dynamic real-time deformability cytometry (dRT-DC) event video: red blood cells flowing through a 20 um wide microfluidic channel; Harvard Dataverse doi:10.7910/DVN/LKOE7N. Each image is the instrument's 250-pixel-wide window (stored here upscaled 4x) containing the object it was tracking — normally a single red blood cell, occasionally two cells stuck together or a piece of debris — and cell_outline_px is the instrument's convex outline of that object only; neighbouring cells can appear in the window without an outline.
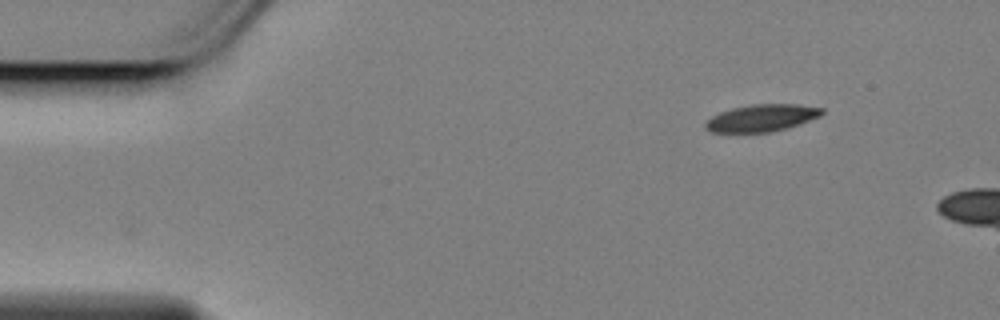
{"species": "Egyptian fruit bat (a non-hibernating species)", "species_latin": "Rousettus aegyptiacus", "temperature_condition": "cold", "stored_images_in_passage": 6, "camera_frame_rate_fps": 3000, "um_per_image_px": 0.085, "animal": {"sex": "female"}, "frame": {"image": 1, "passage_image": 1, "time_ms": 0.0, "image_size_px": [1000, 320], "cell_outline_px": [[824, 112], [820, 116], [800, 124], [788, 128], [772, 132], [712, 132], [704, 128], [704, 124], [712, 116], [720, 112], [732, 108], [752, 104], [796, 104], [824, 108]], "centroid_in_image_um": [64.76, 10.02], "position_along_channel_um": 20.2, "area_um2": 18.44}}